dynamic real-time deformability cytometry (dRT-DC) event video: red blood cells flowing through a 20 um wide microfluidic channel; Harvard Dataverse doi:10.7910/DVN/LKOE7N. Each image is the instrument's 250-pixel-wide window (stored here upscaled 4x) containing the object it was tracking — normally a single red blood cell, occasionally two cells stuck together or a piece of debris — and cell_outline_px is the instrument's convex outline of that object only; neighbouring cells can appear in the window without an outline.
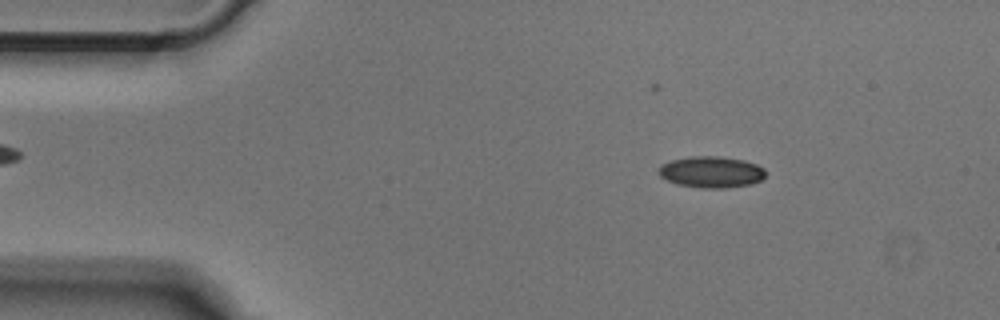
{"species": "Egyptian fruit bat (a non-hibernating species)", "species_latin": "Rousettus aegyptiacus", "temperature_condition": "cold", "stored_images_in_passage": 50, "camera_frame_rate_fps": 3000, "um_per_image_px": 0.085, "animal": {"sex": "male"}, "frame": {"image": 1, "passage_image": 7, "time_ms": 2.0, "image_size_px": [1000, 320], "cell_outline_px": [[764, 176], [760, 180], [752, 184], [724, 188], [704, 188], [676, 184], [660, 176], [656, 172], [660, 164], [672, 160], [692, 156], [720, 156], [744, 160], [756, 164], [764, 168]], "centroid_in_image_um": [60.43, 14.61], "position_along_channel_um": 24.6, "area_um2": 19.59}}
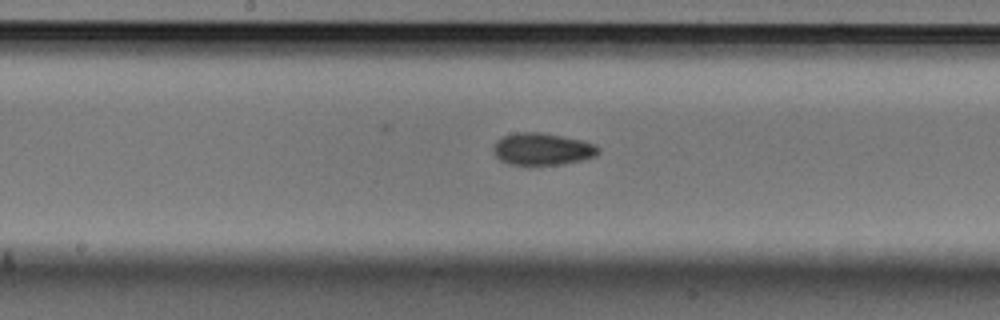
{"frame": {"image": 2, "passage_image": 25, "time_ms": 8.0, "image_size_px": [1000, 320], "cell_outline_px": [[600, 152], [596, 156], [564, 164], [532, 168], [508, 164], [500, 160], [492, 152], [492, 148], [496, 140], [504, 136], [516, 132], [540, 132], [584, 140], [596, 144], [600, 148]], "centroid_in_image_um": [46.08, 12.71], "position_along_channel_um": 202.1, "area_um2": 20.58}}
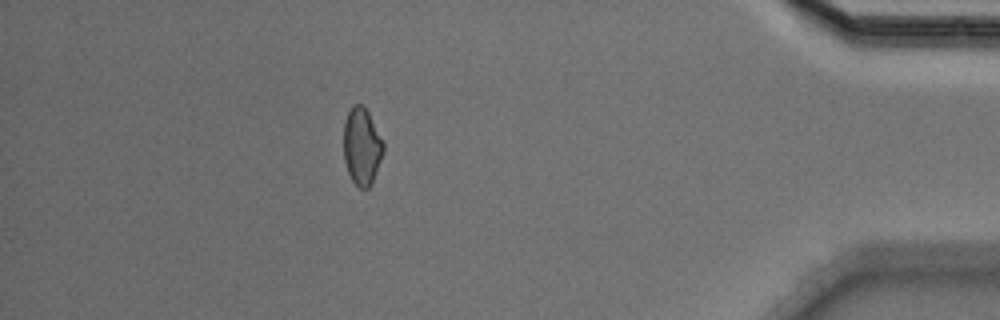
{"frame": {"image": 3, "passage_image": 44, "time_ms": 14.333, "image_size_px": [1000, 320], "cell_outline_px": [[384, 152], [372, 184], [368, 188], [360, 188], [352, 180], [348, 172], [344, 160], [344, 120], [352, 104], [364, 104], [384, 140]], "centroid_in_image_um": [30.77, 12.41], "position_along_channel_um": 404.4, "area_um2": 18.21}}